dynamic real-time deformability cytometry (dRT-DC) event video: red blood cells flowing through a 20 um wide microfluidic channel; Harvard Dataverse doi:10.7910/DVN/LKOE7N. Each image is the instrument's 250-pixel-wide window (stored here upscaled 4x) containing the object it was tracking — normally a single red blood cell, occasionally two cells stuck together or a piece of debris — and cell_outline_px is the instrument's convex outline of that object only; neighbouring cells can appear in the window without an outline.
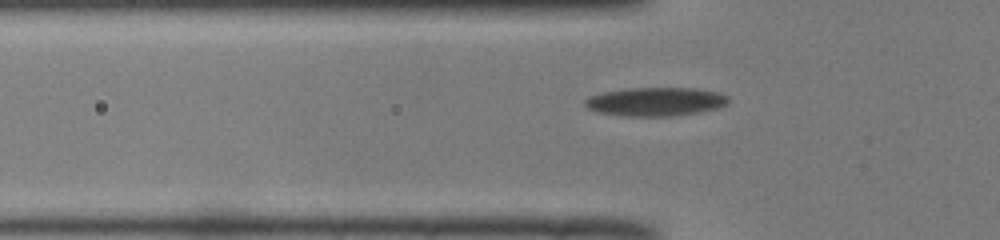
{"species": "common noctule bat (a hibernating species)", "species_latin": "Nyctalus noctula", "temperature_condition": "room temperature", "stored_images_in_passage": 43, "camera_frame_rate_fps": 3000, "um_per_image_px": 0.085, "animal": {"sex": "male", "body_mass_g": 19.0, "forearm_length_mm": 50.8}, "frame": {"image": 1, "passage_image": 5, "time_ms": 1.333, "image_size_px": [1000, 240], "cell_outline_px": [[728, 104], [720, 108], [672, 116], [624, 116], [596, 112], [588, 108], [584, 104], [584, 100], [588, 96], [604, 92], [628, 88], [692, 88], [720, 92], [728, 96]], "centroid_in_image_um": [55.72, 8.64], "position_along_channel_um": 70.1, "area_um2": 24.04}}
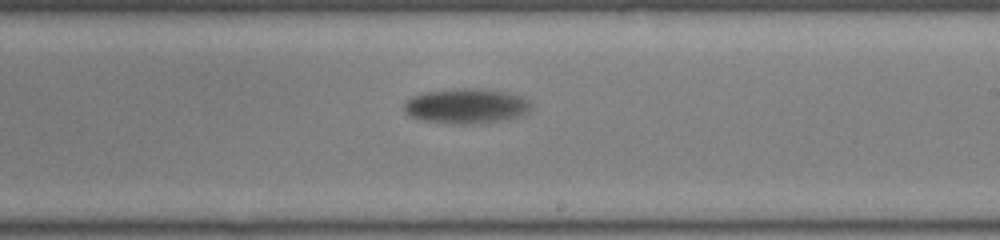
{"frame": {"image": 2, "passage_image": 20, "time_ms": 6.333, "image_size_px": [1000, 240], "cell_outline_px": [[532, 108], [528, 112], [520, 116], [504, 120], [464, 124], [460, 124], [424, 120], [408, 116], [404, 112], [404, 100], [412, 96], [424, 92], [460, 88], [472, 88], [508, 92], [524, 96], [532, 104]], "centroid_in_image_um": [39.64, 9.0], "position_along_channel_um": 249.4, "area_um2": 26.01}}
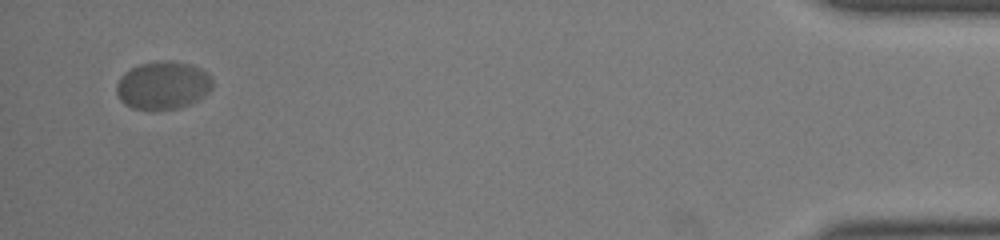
{"frame": {"image": 3, "passage_image": 41, "time_ms": 13.333, "image_size_px": [1000, 240], "cell_outline_px": [[212, 88], [200, 100], [180, 108], [132, 108], [124, 104], [120, 100], [116, 92], [116, 84], [120, 76], [124, 72], [140, 64], [156, 60], [172, 60], [188, 64], [200, 68], [208, 72], [212, 80]], "centroid_in_image_um": [13.85, 7.23], "position_along_channel_um": 421.3, "area_um2": 26.93}, "authors_computed_cell_mechanics": {"area_um2": 25.143, "velocity_mm_per_s": 3.6098, "shape_relaxation_time_tau1_ms": 2.5789, "shape_relaxation_time_tau2_ms": null, "deformation_change_tau1": 0.1151, "deformation_change_tau2": null}}